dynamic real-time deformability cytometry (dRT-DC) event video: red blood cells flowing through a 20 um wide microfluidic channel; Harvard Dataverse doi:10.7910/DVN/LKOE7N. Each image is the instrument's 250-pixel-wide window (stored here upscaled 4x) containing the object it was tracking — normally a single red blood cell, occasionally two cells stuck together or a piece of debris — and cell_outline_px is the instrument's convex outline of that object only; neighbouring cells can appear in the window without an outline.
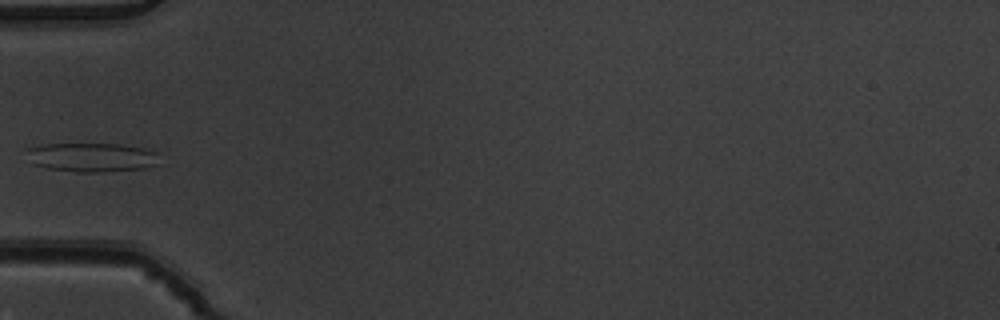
{"species": "common noctule bat (a hibernating species)", "species_latin": "Nyctalus noctula", "temperature_condition": "warm", "stored_images_in_passage": 3, "camera_frame_rate_fps": 3000, "um_per_image_px": 0.085, "animal": {"sex": "male", "body_mass_g": 19.5, "forearm_length_mm": 54.6}, "frame": {"image": 1, "passage_image": 2, "time_ms": 0.333, "image_size_px": [1000, 320], "cell_outline_px": [[156, 164], [144, 168], [104, 172], [76, 172], [48, 168], [36, 164], [28, 148], [40, 144], [120, 144], [140, 148], [156, 152]], "centroid_in_image_um": [7.83, 13.37], "position_along_channel_um": 77.2, "area_um2": 21.79}}
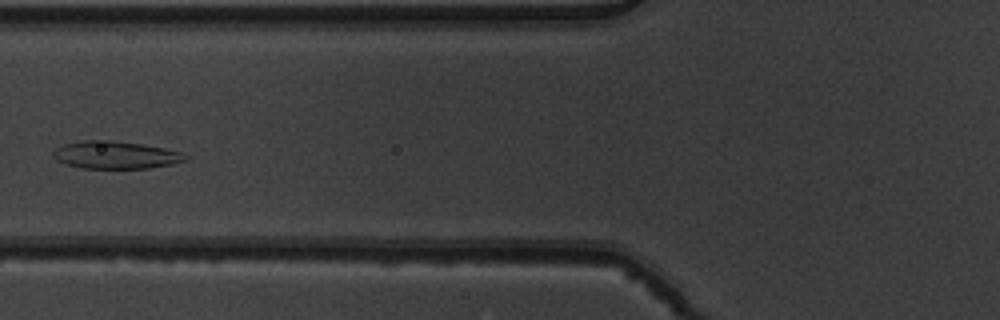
{"frame": {"image": 2, "passage_image": 3, "time_ms": 0.667, "image_size_px": [1000, 320], "cell_outline_px": [[188, 160], [172, 164], [148, 168], [84, 168], [68, 164], [56, 160], [52, 156], [52, 152], [56, 148], [64, 144], [80, 140], [108, 140], [140, 144], [164, 148], [184, 152], [188, 156]], "centroid_in_image_um": [9.84, 13.17], "position_along_channel_um": 116.0, "area_um2": 21.21}}